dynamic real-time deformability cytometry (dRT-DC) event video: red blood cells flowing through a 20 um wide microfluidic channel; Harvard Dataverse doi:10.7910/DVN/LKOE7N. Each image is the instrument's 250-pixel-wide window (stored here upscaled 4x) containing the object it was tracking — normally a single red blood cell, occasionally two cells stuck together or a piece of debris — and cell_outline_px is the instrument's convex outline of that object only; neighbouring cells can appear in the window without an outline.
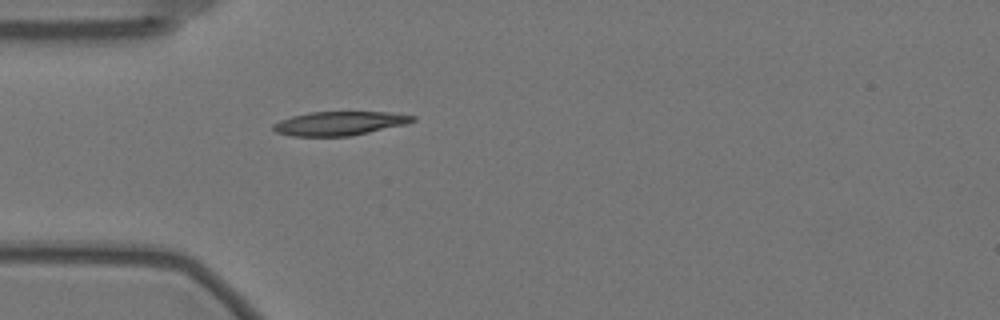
{"species": "Egyptian fruit bat (a non-hibernating species)", "species_latin": "Rousettus aegyptiacus", "temperature_condition": "warm", "stored_images_in_passage": 5, "camera_frame_rate_fps": 3000, "um_per_image_px": 0.085, "animal": {"sex": "female"}, "frame": {"image": 1, "passage_image": 1, "time_ms": 0.0, "image_size_px": [1000, 320], "cell_outline_px": [[416, 120], [408, 124], [352, 136], [292, 136], [276, 132], [272, 128], [272, 124], [280, 120], [292, 116], [308, 112], [388, 112], [416, 116]], "centroid_in_image_um": [28.88, 10.49], "position_along_channel_um": 56.1, "area_um2": 19.59}}
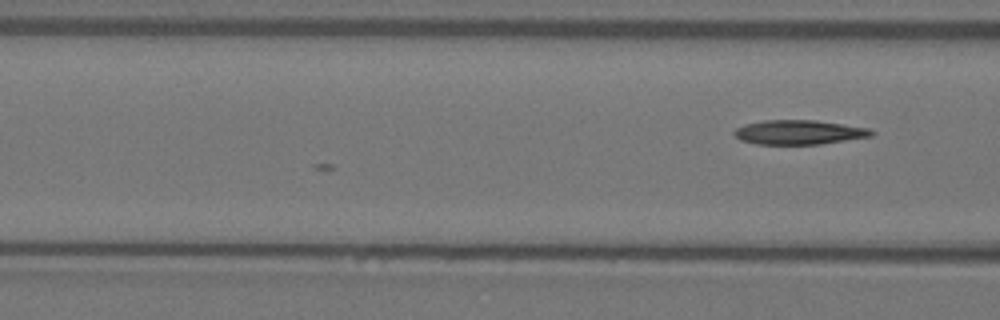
{"frame": {"image": 2, "passage_image": 5, "time_ms": 1.333, "image_size_px": [1000, 320], "cell_outline_px": [[876, 132], [872, 136], [820, 144], [756, 144], [740, 140], [732, 132], [736, 128], [744, 124], [764, 120], [816, 120], [868, 128]], "centroid_in_image_um": [67.89, 11.24], "position_along_channel_um": 98.7, "area_um2": 19.48}}